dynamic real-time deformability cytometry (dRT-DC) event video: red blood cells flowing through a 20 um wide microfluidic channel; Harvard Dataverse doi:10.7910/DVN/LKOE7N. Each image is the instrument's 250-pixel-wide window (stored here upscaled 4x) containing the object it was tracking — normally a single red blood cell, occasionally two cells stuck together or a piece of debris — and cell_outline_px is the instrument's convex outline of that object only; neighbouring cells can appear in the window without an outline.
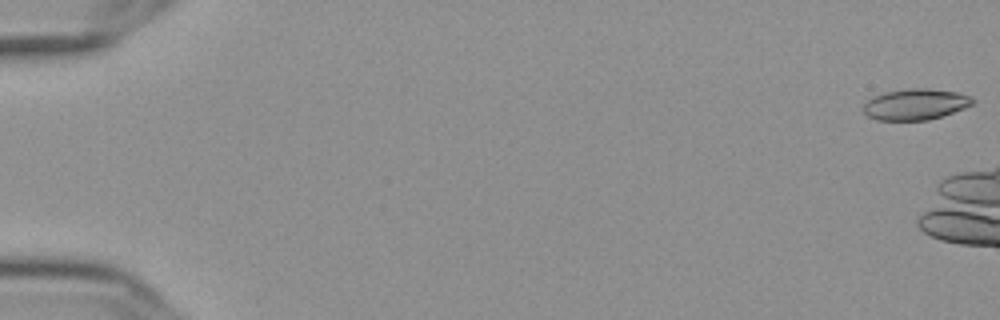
{"species": "Egyptian fruit bat (a non-hibernating species)", "species_latin": "Rousettus aegyptiacus", "temperature_condition": "cold", "stored_images_in_passage": 7, "camera_frame_rate_fps": 3000, "um_per_image_px": 0.085, "frame": {"image": 1, "passage_image": 1, "time_ms": 0.0, "image_size_px": [1000, 320], "cell_outline_px": [[976, 100], [972, 104], [964, 108], [928, 120], [876, 120], [868, 116], [864, 112], [864, 104], [872, 96], [884, 92], [908, 88], [928, 88], [956, 92], [972, 96]], "centroid_in_image_um": [77.81, 8.85], "position_along_channel_um": 7.2, "area_um2": 19.77}}